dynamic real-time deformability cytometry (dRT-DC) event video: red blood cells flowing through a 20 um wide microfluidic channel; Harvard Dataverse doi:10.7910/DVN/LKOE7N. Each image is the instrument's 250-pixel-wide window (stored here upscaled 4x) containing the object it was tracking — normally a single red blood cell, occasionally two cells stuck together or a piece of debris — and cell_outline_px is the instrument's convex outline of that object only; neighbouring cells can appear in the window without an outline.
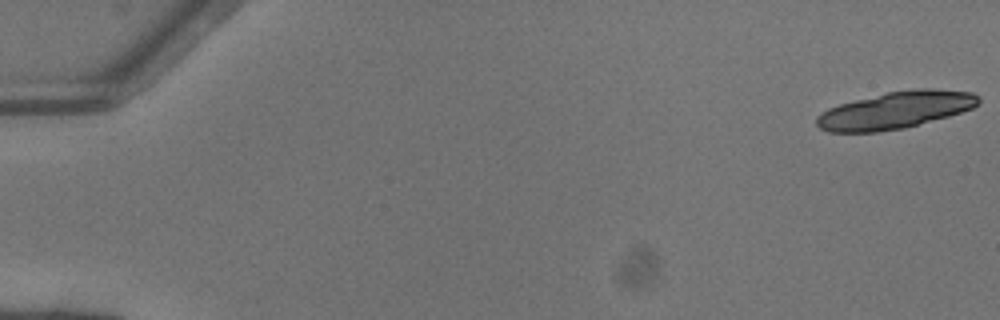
{"species": "common noctule bat (a hibernating species)", "species_latin": "Nyctalus noctula", "temperature_condition": "warm", "stored_images_in_passage": 20, "camera_frame_rate_fps": 3000, "um_per_image_px": 0.085, "animal": {"sex": "female"}, "frame": {"image": 1, "passage_image": 1, "time_ms": 0.0, "image_size_px": [1000, 320], "cell_outline_px": [[980, 104], [972, 108], [948, 116], [904, 128], [876, 132], [828, 132], [820, 128], [816, 124], [816, 116], [828, 108], [840, 104], [888, 92], [916, 88], [932, 88], [972, 92], [980, 96]], "centroid_in_image_um": [76.13, 9.36], "position_along_channel_um": 8.9, "area_um2": 34.85}}